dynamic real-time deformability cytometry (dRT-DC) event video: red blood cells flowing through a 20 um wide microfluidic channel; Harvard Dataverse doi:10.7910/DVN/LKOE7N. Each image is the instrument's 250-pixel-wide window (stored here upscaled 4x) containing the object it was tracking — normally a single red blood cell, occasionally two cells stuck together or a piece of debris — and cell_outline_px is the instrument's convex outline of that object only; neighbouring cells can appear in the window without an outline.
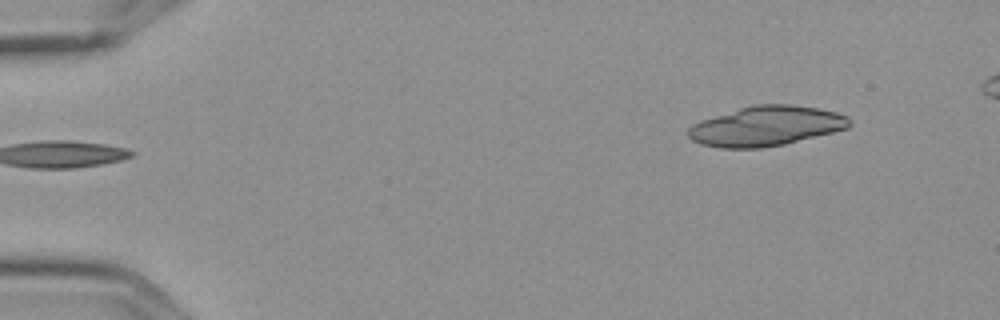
{"species": "Egyptian fruit bat (a non-hibernating species)", "species_latin": "Rousettus aegyptiacus", "temperature_condition": "cold", "stored_images_in_passage": 6, "segment_of_instrument_passage": [2, 2], "camera_frame_rate_fps": 3000, "um_per_image_px": 0.085, "frame": {"image": 1, "passage_image": 6, "time_ms": 1.667, "image_size_px": [1000, 320], "cell_outline_px": [[852, 124], [848, 128], [784, 144], [760, 148], [720, 148], [700, 144], [692, 140], [688, 136], [688, 128], [692, 124], [700, 120], [752, 104], [792, 104], [816, 108], [836, 112], [848, 116], [852, 120]], "centroid_in_image_um": [65.11, 10.71], "position_along_channel_um": 19.9, "area_um2": 37.51}}